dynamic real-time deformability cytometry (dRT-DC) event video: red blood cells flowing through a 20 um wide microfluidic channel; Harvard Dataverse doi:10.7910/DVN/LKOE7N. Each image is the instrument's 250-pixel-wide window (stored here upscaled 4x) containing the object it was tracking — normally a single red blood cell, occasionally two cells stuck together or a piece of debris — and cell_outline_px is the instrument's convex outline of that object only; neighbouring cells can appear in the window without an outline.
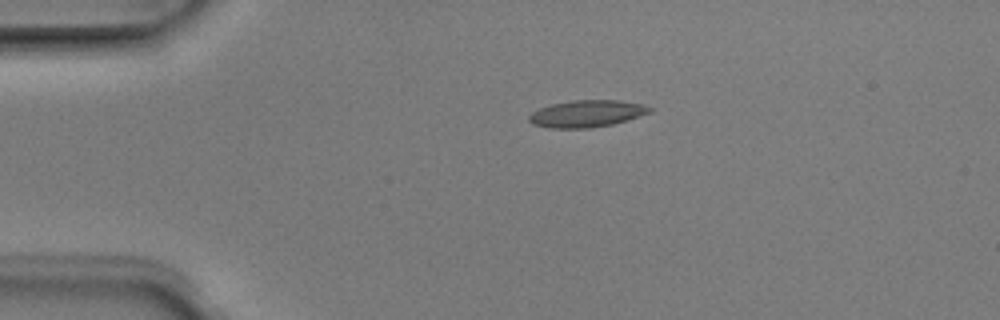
{"species": "Egyptian fruit bat (a non-hibernating species)", "species_latin": "Rousettus aegyptiacus", "temperature_condition": "room temperature", "stored_images_in_passage": 2, "camera_frame_rate_fps": 3000, "um_per_image_px": 0.085, "animal": {"sex": "male"}, "frame": {"image": 1, "passage_image": 1, "time_ms": 0.0, "image_size_px": [1000, 320], "cell_outline_px": [[652, 112], [612, 124], [588, 128], [548, 128], [532, 124], [528, 120], [528, 116], [532, 112], [540, 108], [552, 104], [572, 100], [620, 100], [644, 104], [652, 108]], "centroid_in_image_um": [49.87, 9.65], "position_along_channel_um": 35.1, "area_um2": 18.96}}